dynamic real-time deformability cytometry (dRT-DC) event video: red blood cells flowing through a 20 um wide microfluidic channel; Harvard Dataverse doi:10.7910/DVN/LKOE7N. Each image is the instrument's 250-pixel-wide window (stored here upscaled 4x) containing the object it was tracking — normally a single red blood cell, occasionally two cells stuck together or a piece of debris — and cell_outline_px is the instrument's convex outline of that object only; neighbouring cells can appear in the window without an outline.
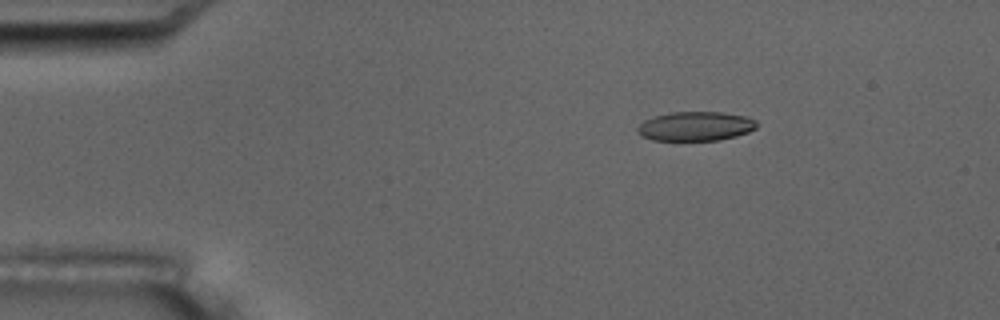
{"species": "common noctule bat (a hibernating species)", "species_latin": "Nyctalus noctula", "temperature_condition": "room temperature", "stored_images_in_passage": 6, "camera_frame_rate_fps": 3000, "um_per_image_px": 0.085, "animal": {"sex": "male", "body_mass_g": 17.5, "forearm_length_mm": 52.3}, "frame": {"image": 1, "passage_image": 3, "time_ms": 2.333, "image_size_px": [1000, 320], "cell_outline_px": [[756, 128], [748, 132], [736, 136], [720, 140], [652, 140], [636, 132], [636, 128], [644, 120], [652, 116], [668, 112], [720, 112], [744, 116], [756, 120]], "centroid_in_image_um": [59.09, 10.72], "position_along_channel_um": 25.9, "area_um2": 20.35}}